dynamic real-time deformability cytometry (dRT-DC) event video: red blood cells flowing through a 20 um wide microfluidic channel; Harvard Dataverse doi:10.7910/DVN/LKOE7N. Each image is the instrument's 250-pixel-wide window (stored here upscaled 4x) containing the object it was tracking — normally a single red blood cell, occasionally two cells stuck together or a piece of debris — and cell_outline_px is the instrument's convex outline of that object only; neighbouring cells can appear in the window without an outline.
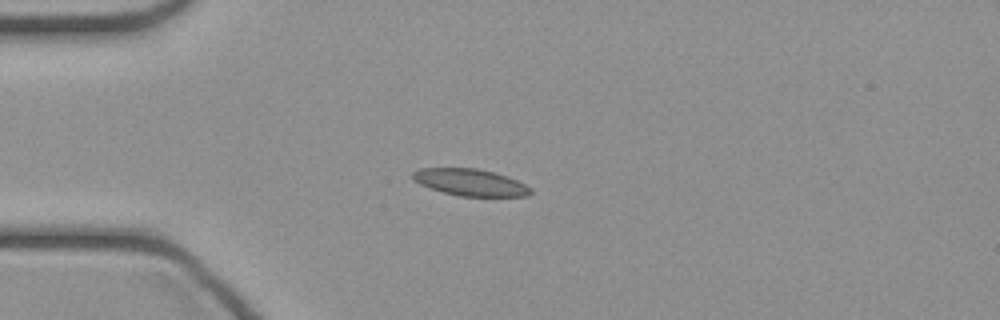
{"species": "common noctule bat (a hibernating species)", "species_latin": "Nyctalus noctula", "temperature_condition": "cold", "stored_images_in_passage": 47, "camera_frame_rate_fps": 3000, "um_per_image_px": 0.085, "animal": {"sex": "female", "body_mass_g": 21.9}, "frame": {"image": 1, "passage_image": 12, "time_ms": 3.667, "image_size_px": [1000, 320], "cell_outline_px": [[532, 192], [528, 196], [460, 196], [444, 192], [420, 184], [412, 180], [412, 172], [420, 168], [476, 168], [496, 172], [508, 176], [532, 188]], "centroid_in_image_um": [39.98, 15.49], "position_along_channel_um": 45.0, "area_um2": 18.44}}
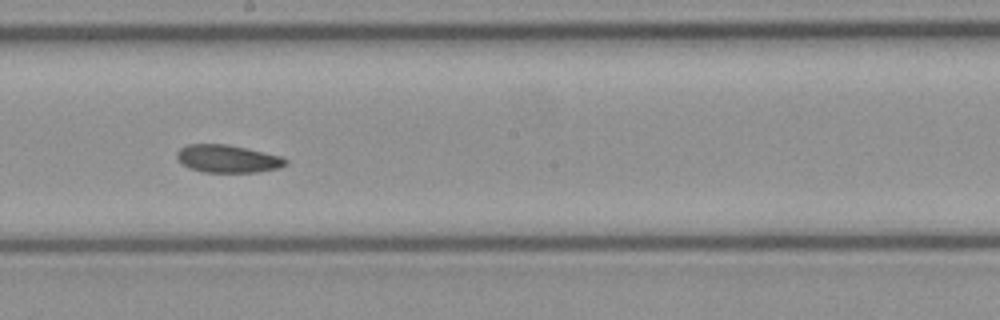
{"frame": {"image": 2, "passage_image": 26, "time_ms": 8.333, "image_size_px": [1000, 320], "cell_outline_px": [[288, 164], [280, 168], [256, 172], [204, 172], [188, 168], [176, 156], [176, 152], [180, 148], [188, 144], [228, 144], [264, 152], [280, 156], [288, 160]], "centroid_in_image_um": [19.36, 13.49], "position_along_channel_um": 228.8, "area_um2": 17.57}}
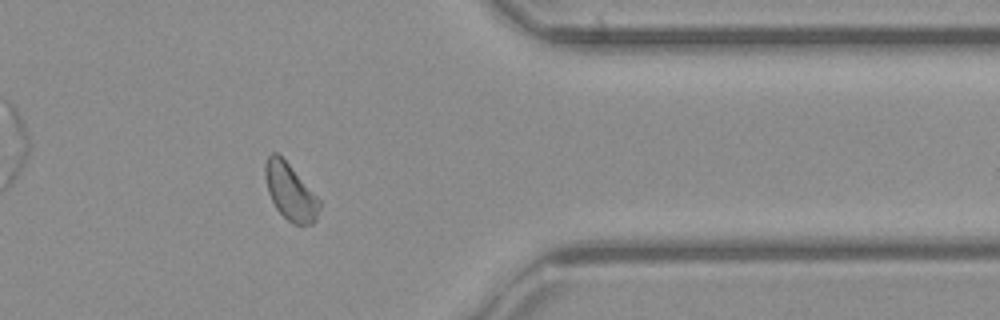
{"frame": {"image": 3, "passage_image": 38, "time_ms": 12.333, "image_size_px": [1000, 320], "cell_outline_px": [[320, 208], [316, 220], [312, 224], [292, 224], [276, 208], [268, 192], [264, 176], [264, 164], [268, 156], [272, 152], [276, 152], [288, 164], [320, 200]], "centroid_in_image_um": [24.65, 16.31], "position_along_channel_um": 386.7, "area_um2": 17.57}}